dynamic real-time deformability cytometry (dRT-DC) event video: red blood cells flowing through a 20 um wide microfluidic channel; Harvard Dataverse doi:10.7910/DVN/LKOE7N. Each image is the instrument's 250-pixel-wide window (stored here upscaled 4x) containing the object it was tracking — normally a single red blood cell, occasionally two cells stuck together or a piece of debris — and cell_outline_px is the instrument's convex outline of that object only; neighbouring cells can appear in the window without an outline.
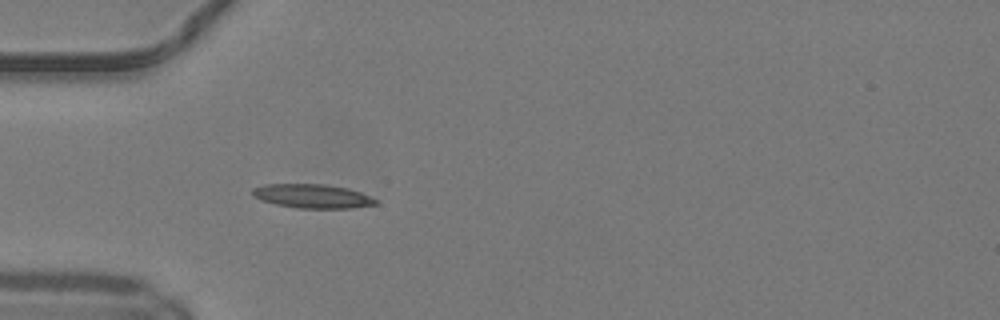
{"species": "common noctule bat (a hibernating species)", "species_latin": "Nyctalus noctula", "temperature_condition": "warm", "stored_images_in_passage": 35, "camera_frame_rate_fps": 3000, "um_per_image_px": 0.085, "animal": {"sex": "male", "body_mass_g": 19.2, "forearm_length_mm": 51.8}, "frame": {"image": 1, "passage_image": 1, "time_ms": 0.0, "image_size_px": [1000, 320], "cell_outline_px": [[376, 204], [352, 208], [296, 208], [276, 204], [260, 200], [252, 196], [252, 188], [264, 184], [324, 184], [348, 188], [360, 192], [376, 200]], "centroid_in_image_um": [26.49, 16.67], "position_along_channel_um": 58.5, "area_um2": 17.17}}
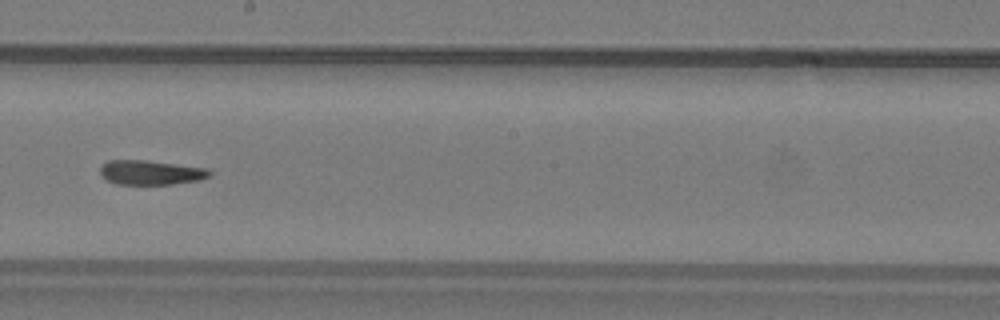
{"frame": {"image": 2, "passage_image": 14, "time_ms": 4.333, "image_size_px": [1000, 320], "cell_outline_px": [[212, 172], [208, 176], [200, 180], [172, 184], [116, 184], [108, 180], [100, 172], [100, 168], [108, 160], [144, 160], [208, 168]], "centroid_in_image_um": [12.84, 14.66], "position_along_channel_um": 235.4, "area_um2": 15.43}}
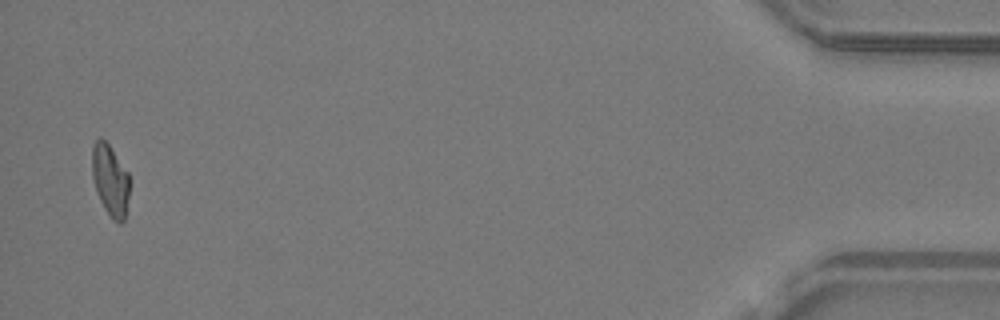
{"frame": {"image": 3, "passage_image": 34, "time_ms": 11.0, "image_size_px": [1000, 320], "cell_outline_px": [[128, 196], [124, 220], [120, 224], [112, 220], [104, 208], [96, 192], [92, 176], [92, 144], [100, 136], [108, 144], [128, 172]], "centroid_in_image_um": [9.34, 15.31], "position_along_channel_um": 425.9, "area_um2": 15.49}, "authors_computed_cell_mechanics": {"area_um2": 15.9528, "velocity_mm_per_s": 4.1914, "shape_relaxation_time_tau1_ms": null, "shape_relaxation_time_tau2_ms": 7.4807, "deformation_change_tau1": null, "deformation_change_tau2": 0.1906}}